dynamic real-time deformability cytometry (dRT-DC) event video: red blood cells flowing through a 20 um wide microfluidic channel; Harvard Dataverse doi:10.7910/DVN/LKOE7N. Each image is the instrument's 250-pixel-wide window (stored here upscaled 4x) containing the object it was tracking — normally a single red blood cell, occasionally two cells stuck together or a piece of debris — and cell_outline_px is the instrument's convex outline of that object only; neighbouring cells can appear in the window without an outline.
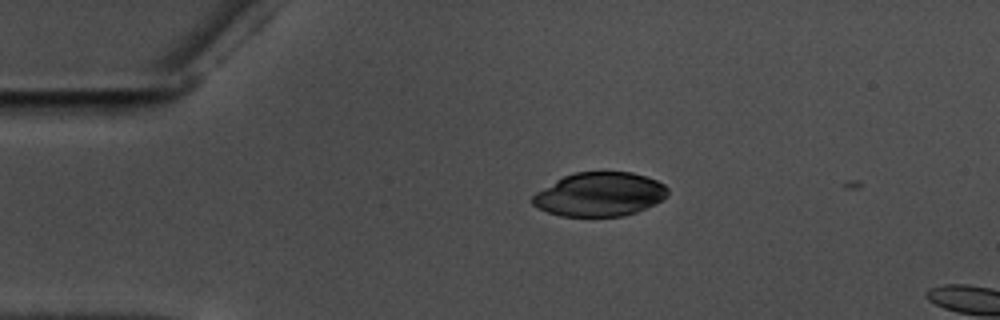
{"species": "common noctule bat (a hibernating species)", "species_latin": "Nyctalus noctula", "temperature_condition": "warm", "stored_images_in_passage": 4, "camera_frame_rate_fps": 3000, "um_per_image_px": 0.085, "animal": {"sex": "male", "body_mass_g": 17.5, "forearm_length_mm": 52.3}, "frame": {"image": 1, "passage_image": 1, "time_ms": 0.0, "image_size_px": [1000, 320], "cell_outline_px": [[668, 196], [636, 212], [624, 216], [560, 216], [548, 212], [532, 204], [532, 196], [536, 192], [556, 180], [564, 176], [576, 172], [632, 172], [656, 180], [664, 184], [668, 188]], "centroid_in_image_um": [50.96, 16.52], "position_along_channel_um": 34.0, "area_um2": 34.33}}